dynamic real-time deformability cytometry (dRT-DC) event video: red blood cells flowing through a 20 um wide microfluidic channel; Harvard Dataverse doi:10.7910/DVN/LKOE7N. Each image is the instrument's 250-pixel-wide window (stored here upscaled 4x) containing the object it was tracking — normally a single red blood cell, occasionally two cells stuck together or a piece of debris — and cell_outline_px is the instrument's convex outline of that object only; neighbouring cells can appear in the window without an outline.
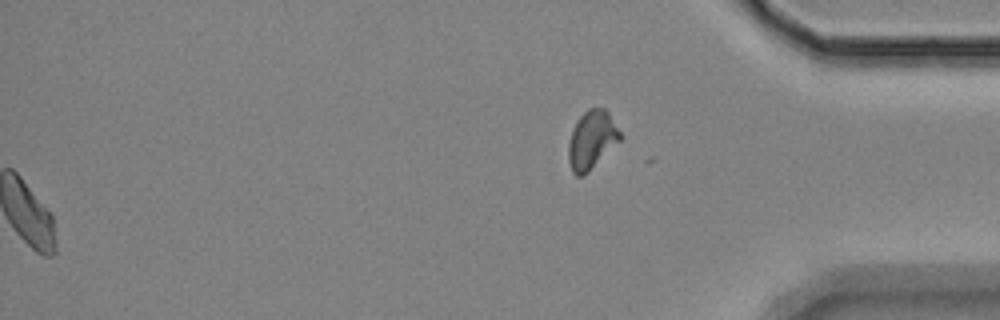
{"species": "Egyptian fruit bat (a non-hibernating species)", "species_latin": "Rousettus aegyptiacus", "temperature_condition": "room temperature", "stored_images_in_passage": 53, "segment_of_instrument_passage": [2, 2], "camera_frame_rate_fps": 3000, "um_per_image_px": 0.085, "animal": {"sex": "female"}, "frame": {"image": 1, "passage_image": 53, "time_ms": 17.333, "image_size_px": [1000, 320], "cell_outline_px": [[620, 140], [584, 176], [576, 176], [572, 172], [568, 160], [568, 144], [572, 128], [580, 116], [588, 108], [604, 108], [608, 112], [620, 132]], "centroid_in_image_um": [50.26, 11.9], "position_along_channel_um": 384.9, "area_um2": 17.4}}